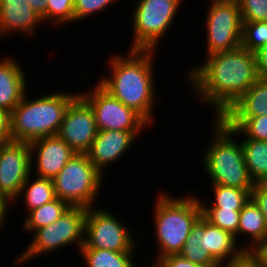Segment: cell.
<instances>
[{
  "label": "cell",
  "mask_w": 267,
  "mask_h": 267,
  "mask_svg": "<svg viewBox=\"0 0 267 267\" xmlns=\"http://www.w3.org/2000/svg\"><path fill=\"white\" fill-rule=\"evenodd\" d=\"M251 199L258 206L267 222V182H255Z\"/></svg>",
  "instance_id": "cell-33"
},
{
  "label": "cell",
  "mask_w": 267,
  "mask_h": 267,
  "mask_svg": "<svg viewBox=\"0 0 267 267\" xmlns=\"http://www.w3.org/2000/svg\"><path fill=\"white\" fill-rule=\"evenodd\" d=\"M243 22L267 21V0H237Z\"/></svg>",
  "instance_id": "cell-31"
},
{
  "label": "cell",
  "mask_w": 267,
  "mask_h": 267,
  "mask_svg": "<svg viewBox=\"0 0 267 267\" xmlns=\"http://www.w3.org/2000/svg\"><path fill=\"white\" fill-rule=\"evenodd\" d=\"M9 205H12L11 201H9L0 191V229L3 227L2 225L8 215L9 210L7 209L10 207Z\"/></svg>",
  "instance_id": "cell-39"
},
{
  "label": "cell",
  "mask_w": 267,
  "mask_h": 267,
  "mask_svg": "<svg viewBox=\"0 0 267 267\" xmlns=\"http://www.w3.org/2000/svg\"><path fill=\"white\" fill-rule=\"evenodd\" d=\"M140 133L141 131L100 130L86 154L103 175L106 170L104 168L124 156L125 151L134 145Z\"/></svg>",
  "instance_id": "cell-15"
},
{
  "label": "cell",
  "mask_w": 267,
  "mask_h": 267,
  "mask_svg": "<svg viewBox=\"0 0 267 267\" xmlns=\"http://www.w3.org/2000/svg\"><path fill=\"white\" fill-rule=\"evenodd\" d=\"M98 129L90 105L78 95L68 106L58 136L76 153L86 154Z\"/></svg>",
  "instance_id": "cell-13"
},
{
  "label": "cell",
  "mask_w": 267,
  "mask_h": 267,
  "mask_svg": "<svg viewBox=\"0 0 267 267\" xmlns=\"http://www.w3.org/2000/svg\"><path fill=\"white\" fill-rule=\"evenodd\" d=\"M267 115V80L257 81L220 118H251Z\"/></svg>",
  "instance_id": "cell-19"
},
{
  "label": "cell",
  "mask_w": 267,
  "mask_h": 267,
  "mask_svg": "<svg viewBox=\"0 0 267 267\" xmlns=\"http://www.w3.org/2000/svg\"><path fill=\"white\" fill-rule=\"evenodd\" d=\"M40 23L42 17L26 0H0V37L13 32L35 36Z\"/></svg>",
  "instance_id": "cell-16"
},
{
  "label": "cell",
  "mask_w": 267,
  "mask_h": 267,
  "mask_svg": "<svg viewBox=\"0 0 267 267\" xmlns=\"http://www.w3.org/2000/svg\"><path fill=\"white\" fill-rule=\"evenodd\" d=\"M86 267H137L132 261L133 252H116L106 249L80 248Z\"/></svg>",
  "instance_id": "cell-23"
},
{
  "label": "cell",
  "mask_w": 267,
  "mask_h": 267,
  "mask_svg": "<svg viewBox=\"0 0 267 267\" xmlns=\"http://www.w3.org/2000/svg\"><path fill=\"white\" fill-rule=\"evenodd\" d=\"M95 209V210H94ZM110 211L87 209L84 244L81 248L106 249L116 252H134L136 243L127 226ZM128 229V230H127Z\"/></svg>",
  "instance_id": "cell-10"
},
{
  "label": "cell",
  "mask_w": 267,
  "mask_h": 267,
  "mask_svg": "<svg viewBox=\"0 0 267 267\" xmlns=\"http://www.w3.org/2000/svg\"><path fill=\"white\" fill-rule=\"evenodd\" d=\"M160 194L153 209L154 234L160 251L156 260L179 254L193 225L202 216L200 199L195 195L174 198L165 192Z\"/></svg>",
  "instance_id": "cell-4"
},
{
  "label": "cell",
  "mask_w": 267,
  "mask_h": 267,
  "mask_svg": "<svg viewBox=\"0 0 267 267\" xmlns=\"http://www.w3.org/2000/svg\"><path fill=\"white\" fill-rule=\"evenodd\" d=\"M206 15V55L241 47L243 20L237 0H211Z\"/></svg>",
  "instance_id": "cell-9"
},
{
  "label": "cell",
  "mask_w": 267,
  "mask_h": 267,
  "mask_svg": "<svg viewBox=\"0 0 267 267\" xmlns=\"http://www.w3.org/2000/svg\"><path fill=\"white\" fill-rule=\"evenodd\" d=\"M78 95L56 90L41 98L28 100L25 93L10 113L12 141L30 143L41 137L58 135L66 110Z\"/></svg>",
  "instance_id": "cell-3"
},
{
  "label": "cell",
  "mask_w": 267,
  "mask_h": 267,
  "mask_svg": "<svg viewBox=\"0 0 267 267\" xmlns=\"http://www.w3.org/2000/svg\"><path fill=\"white\" fill-rule=\"evenodd\" d=\"M221 267H264L261 261L252 253L245 252L238 259L232 260Z\"/></svg>",
  "instance_id": "cell-35"
},
{
  "label": "cell",
  "mask_w": 267,
  "mask_h": 267,
  "mask_svg": "<svg viewBox=\"0 0 267 267\" xmlns=\"http://www.w3.org/2000/svg\"><path fill=\"white\" fill-rule=\"evenodd\" d=\"M30 7L39 14L43 22L45 23V20L47 21V1L46 0H26Z\"/></svg>",
  "instance_id": "cell-38"
},
{
  "label": "cell",
  "mask_w": 267,
  "mask_h": 267,
  "mask_svg": "<svg viewBox=\"0 0 267 267\" xmlns=\"http://www.w3.org/2000/svg\"><path fill=\"white\" fill-rule=\"evenodd\" d=\"M214 123V135L203 156L204 171L211 184L238 187L251 193L255 182L249 176L241 143L236 142L235 133L220 118H215Z\"/></svg>",
  "instance_id": "cell-5"
},
{
  "label": "cell",
  "mask_w": 267,
  "mask_h": 267,
  "mask_svg": "<svg viewBox=\"0 0 267 267\" xmlns=\"http://www.w3.org/2000/svg\"><path fill=\"white\" fill-rule=\"evenodd\" d=\"M12 141L10 134V113L0 109V145Z\"/></svg>",
  "instance_id": "cell-37"
},
{
  "label": "cell",
  "mask_w": 267,
  "mask_h": 267,
  "mask_svg": "<svg viewBox=\"0 0 267 267\" xmlns=\"http://www.w3.org/2000/svg\"><path fill=\"white\" fill-rule=\"evenodd\" d=\"M29 144L33 169L31 171L34 174L36 170V176L40 178L53 179L76 154L58 135L41 137Z\"/></svg>",
  "instance_id": "cell-14"
},
{
  "label": "cell",
  "mask_w": 267,
  "mask_h": 267,
  "mask_svg": "<svg viewBox=\"0 0 267 267\" xmlns=\"http://www.w3.org/2000/svg\"><path fill=\"white\" fill-rule=\"evenodd\" d=\"M238 234L250 236L251 244L242 246L246 252L254 251L266 238H267V222L264 215L250 198L240 211L239 225L237 230Z\"/></svg>",
  "instance_id": "cell-20"
},
{
  "label": "cell",
  "mask_w": 267,
  "mask_h": 267,
  "mask_svg": "<svg viewBox=\"0 0 267 267\" xmlns=\"http://www.w3.org/2000/svg\"><path fill=\"white\" fill-rule=\"evenodd\" d=\"M252 253L267 267V238Z\"/></svg>",
  "instance_id": "cell-40"
},
{
  "label": "cell",
  "mask_w": 267,
  "mask_h": 267,
  "mask_svg": "<svg viewBox=\"0 0 267 267\" xmlns=\"http://www.w3.org/2000/svg\"><path fill=\"white\" fill-rule=\"evenodd\" d=\"M202 217L213 226L237 235L240 211L223 210V208H201Z\"/></svg>",
  "instance_id": "cell-29"
},
{
  "label": "cell",
  "mask_w": 267,
  "mask_h": 267,
  "mask_svg": "<svg viewBox=\"0 0 267 267\" xmlns=\"http://www.w3.org/2000/svg\"><path fill=\"white\" fill-rule=\"evenodd\" d=\"M32 175H30L25 183L23 184L18 198L19 200L22 195L25 205L27 206L26 210L29 212L35 208L42 206L43 204L49 203L56 199L53 181L50 178H40L35 176V179L31 181ZM20 196V197H19Z\"/></svg>",
  "instance_id": "cell-22"
},
{
  "label": "cell",
  "mask_w": 267,
  "mask_h": 267,
  "mask_svg": "<svg viewBox=\"0 0 267 267\" xmlns=\"http://www.w3.org/2000/svg\"><path fill=\"white\" fill-rule=\"evenodd\" d=\"M91 92H79L90 105L98 131H142L149 123L134 109L107 92L99 83Z\"/></svg>",
  "instance_id": "cell-11"
},
{
  "label": "cell",
  "mask_w": 267,
  "mask_h": 267,
  "mask_svg": "<svg viewBox=\"0 0 267 267\" xmlns=\"http://www.w3.org/2000/svg\"><path fill=\"white\" fill-rule=\"evenodd\" d=\"M179 255L192 263L205 267H221L210 253L201 247L199 242V219L193 225Z\"/></svg>",
  "instance_id": "cell-27"
},
{
  "label": "cell",
  "mask_w": 267,
  "mask_h": 267,
  "mask_svg": "<svg viewBox=\"0 0 267 267\" xmlns=\"http://www.w3.org/2000/svg\"><path fill=\"white\" fill-rule=\"evenodd\" d=\"M254 54L258 77L267 80V44L256 50Z\"/></svg>",
  "instance_id": "cell-36"
},
{
  "label": "cell",
  "mask_w": 267,
  "mask_h": 267,
  "mask_svg": "<svg viewBox=\"0 0 267 267\" xmlns=\"http://www.w3.org/2000/svg\"><path fill=\"white\" fill-rule=\"evenodd\" d=\"M153 267H205L177 255H169L154 261Z\"/></svg>",
  "instance_id": "cell-34"
},
{
  "label": "cell",
  "mask_w": 267,
  "mask_h": 267,
  "mask_svg": "<svg viewBox=\"0 0 267 267\" xmlns=\"http://www.w3.org/2000/svg\"><path fill=\"white\" fill-rule=\"evenodd\" d=\"M182 1L139 0L132 15L133 42L130 49L156 50L158 42L174 23Z\"/></svg>",
  "instance_id": "cell-8"
},
{
  "label": "cell",
  "mask_w": 267,
  "mask_h": 267,
  "mask_svg": "<svg viewBox=\"0 0 267 267\" xmlns=\"http://www.w3.org/2000/svg\"><path fill=\"white\" fill-rule=\"evenodd\" d=\"M214 204L210 207L200 201L201 208H223V210L241 211L251 198L248 190L238 187L211 184Z\"/></svg>",
  "instance_id": "cell-25"
},
{
  "label": "cell",
  "mask_w": 267,
  "mask_h": 267,
  "mask_svg": "<svg viewBox=\"0 0 267 267\" xmlns=\"http://www.w3.org/2000/svg\"><path fill=\"white\" fill-rule=\"evenodd\" d=\"M240 142L251 179L254 182H267V141L244 138Z\"/></svg>",
  "instance_id": "cell-21"
},
{
  "label": "cell",
  "mask_w": 267,
  "mask_h": 267,
  "mask_svg": "<svg viewBox=\"0 0 267 267\" xmlns=\"http://www.w3.org/2000/svg\"><path fill=\"white\" fill-rule=\"evenodd\" d=\"M116 0H74V22L85 20L95 13L105 11Z\"/></svg>",
  "instance_id": "cell-32"
},
{
  "label": "cell",
  "mask_w": 267,
  "mask_h": 267,
  "mask_svg": "<svg viewBox=\"0 0 267 267\" xmlns=\"http://www.w3.org/2000/svg\"><path fill=\"white\" fill-rule=\"evenodd\" d=\"M267 44V21L243 22L241 47L255 52Z\"/></svg>",
  "instance_id": "cell-28"
},
{
  "label": "cell",
  "mask_w": 267,
  "mask_h": 267,
  "mask_svg": "<svg viewBox=\"0 0 267 267\" xmlns=\"http://www.w3.org/2000/svg\"><path fill=\"white\" fill-rule=\"evenodd\" d=\"M199 242L221 266L246 252L242 247L237 248V239L232 233L213 226L202 216L199 218Z\"/></svg>",
  "instance_id": "cell-17"
},
{
  "label": "cell",
  "mask_w": 267,
  "mask_h": 267,
  "mask_svg": "<svg viewBox=\"0 0 267 267\" xmlns=\"http://www.w3.org/2000/svg\"><path fill=\"white\" fill-rule=\"evenodd\" d=\"M70 206L59 198L43 204L28 212V215L22 226L26 232H33L39 228L48 226L57 221Z\"/></svg>",
  "instance_id": "cell-24"
},
{
  "label": "cell",
  "mask_w": 267,
  "mask_h": 267,
  "mask_svg": "<svg viewBox=\"0 0 267 267\" xmlns=\"http://www.w3.org/2000/svg\"><path fill=\"white\" fill-rule=\"evenodd\" d=\"M47 22L63 25L74 22V0H46ZM53 21V22H52Z\"/></svg>",
  "instance_id": "cell-30"
},
{
  "label": "cell",
  "mask_w": 267,
  "mask_h": 267,
  "mask_svg": "<svg viewBox=\"0 0 267 267\" xmlns=\"http://www.w3.org/2000/svg\"><path fill=\"white\" fill-rule=\"evenodd\" d=\"M206 57L205 63L189 70L187 80L193 93L220 118L259 78L255 54L239 47Z\"/></svg>",
  "instance_id": "cell-1"
},
{
  "label": "cell",
  "mask_w": 267,
  "mask_h": 267,
  "mask_svg": "<svg viewBox=\"0 0 267 267\" xmlns=\"http://www.w3.org/2000/svg\"><path fill=\"white\" fill-rule=\"evenodd\" d=\"M56 198L70 207H94L102 187L103 175L87 154L76 153L52 179ZM99 189V190H98Z\"/></svg>",
  "instance_id": "cell-6"
},
{
  "label": "cell",
  "mask_w": 267,
  "mask_h": 267,
  "mask_svg": "<svg viewBox=\"0 0 267 267\" xmlns=\"http://www.w3.org/2000/svg\"><path fill=\"white\" fill-rule=\"evenodd\" d=\"M26 85V75L17 59H0V109L11 113L27 92Z\"/></svg>",
  "instance_id": "cell-18"
},
{
  "label": "cell",
  "mask_w": 267,
  "mask_h": 267,
  "mask_svg": "<svg viewBox=\"0 0 267 267\" xmlns=\"http://www.w3.org/2000/svg\"><path fill=\"white\" fill-rule=\"evenodd\" d=\"M128 56L114 55L108 61L109 77L98 83L112 96L134 109L149 124L153 118L156 99L153 57L156 50L129 49ZM153 116V117H152Z\"/></svg>",
  "instance_id": "cell-2"
},
{
  "label": "cell",
  "mask_w": 267,
  "mask_h": 267,
  "mask_svg": "<svg viewBox=\"0 0 267 267\" xmlns=\"http://www.w3.org/2000/svg\"><path fill=\"white\" fill-rule=\"evenodd\" d=\"M86 215V208L70 207L57 221L34 230L26 250L14 260L15 265L20 266L24 262L28 263L31 258L57 251L64 246H72V244L77 245L80 250L84 244Z\"/></svg>",
  "instance_id": "cell-7"
},
{
  "label": "cell",
  "mask_w": 267,
  "mask_h": 267,
  "mask_svg": "<svg viewBox=\"0 0 267 267\" xmlns=\"http://www.w3.org/2000/svg\"><path fill=\"white\" fill-rule=\"evenodd\" d=\"M235 134L246 138L267 141V115L251 118H220Z\"/></svg>",
  "instance_id": "cell-26"
},
{
  "label": "cell",
  "mask_w": 267,
  "mask_h": 267,
  "mask_svg": "<svg viewBox=\"0 0 267 267\" xmlns=\"http://www.w3.org/2000/svg\"><path fill=\"white\" fill-rule=\"evenodd\" d=\"M31 170L29 143L11 141L0 145V191L12 203L18 198Z\"/></svg>",
  "instance_id": "cell-12"
}]
</instances>
